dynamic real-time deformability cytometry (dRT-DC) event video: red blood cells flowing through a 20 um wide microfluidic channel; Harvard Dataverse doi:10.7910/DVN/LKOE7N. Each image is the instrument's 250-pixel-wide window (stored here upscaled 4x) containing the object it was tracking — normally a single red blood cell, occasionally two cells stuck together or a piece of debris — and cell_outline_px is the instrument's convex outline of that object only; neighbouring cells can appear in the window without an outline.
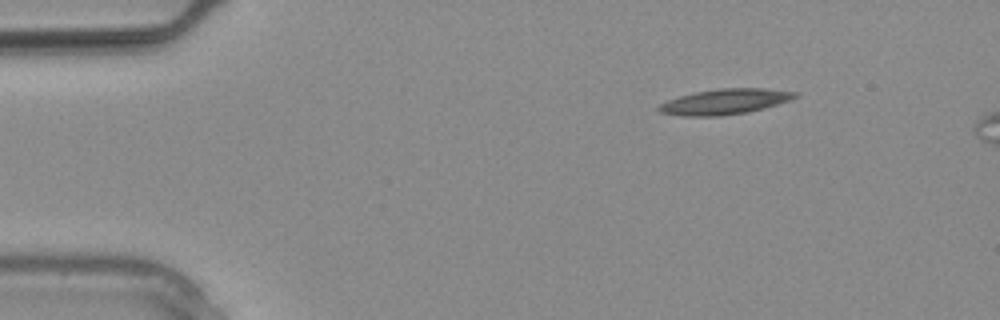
{"species": "common noctule bat (a hibernating species)", "species_latin": "Nyctalus noctula", "temperature_condition": "warm", "stored_images_in_passage": 11, "camera_frame_rate_fps": 3000, "um_per_image_px": 0.085, "animal": {"sex": "male", "body_mass_g": 20.4}, "frame": {"image": 1, "passage_image": 1, "time_ms": 0.0, "image_size_px": [1000, 320], "cell_outline_px": [[800, 96], [764, 108], [748, 112], [720, 116], [680, 116], [660, 112], [656, 108], [660, 104], [668, 100], [680, 96], [696, 92], [716, 88], [764, 88], [800, 92]], "centroid_in_image_um": [61.63, 8.63], "position_along_channel_um": 23.4, "area_um2": 20.23}}
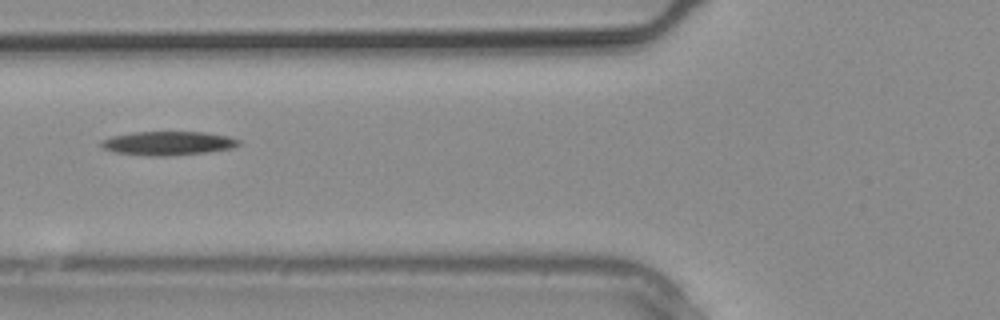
{"frame": {"image": 2, "passage_image": 8, "time_ms": 2.333, "image_size_px": [1000, 320], "cell_outline_px": [[240, 144], [236, 148], [208, 152], [168, 156], [148, 156], [116, 152], [100, 148], [100, 140], [112, 136], [132, 132], [204, 132], [228, 136], [240, 140]], "centroid_in_image_um": [14.28, 12.18], "position_along_channel_um": 111.5, "area_um2": 19.36}}